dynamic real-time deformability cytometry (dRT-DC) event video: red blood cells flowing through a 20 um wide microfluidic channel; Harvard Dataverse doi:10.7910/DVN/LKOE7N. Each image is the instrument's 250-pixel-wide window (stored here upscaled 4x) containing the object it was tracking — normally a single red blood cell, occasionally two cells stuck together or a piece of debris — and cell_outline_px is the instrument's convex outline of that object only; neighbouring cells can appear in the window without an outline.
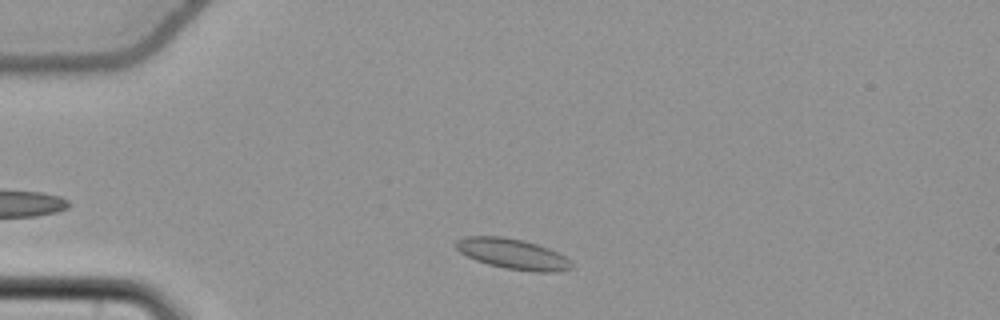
{"species": "common noctule bat (a hibernating species)", "species_latin": "Nyctalus noctula", "temperature_condition": "cold", "stored_images_in_passage": 40, "camera_frame_rate_fps": 3000, "um_per_image_px": 0.085, "animal": {"sex": "female", "body_mass_g": 22.7, "forearm_length_mm": 54.2}, "frame": {"image": 1, "passage_image": 4, "time_ms": 1.0, "image_size_px": [1000, 320], "cell_outline_px": [[576, 268], [556, 272], [536, 272], [504, 268], [488, 264], [476, 260], [460, 252], [452, 244], [456, 240], [464, 236], [500, 236], [524, 240], [548, 248], [564, 256]], "centroid_in_image_um": [43.56, 21.58], "position_along_channel_um": 41.4, "area_um2": 20.58}}
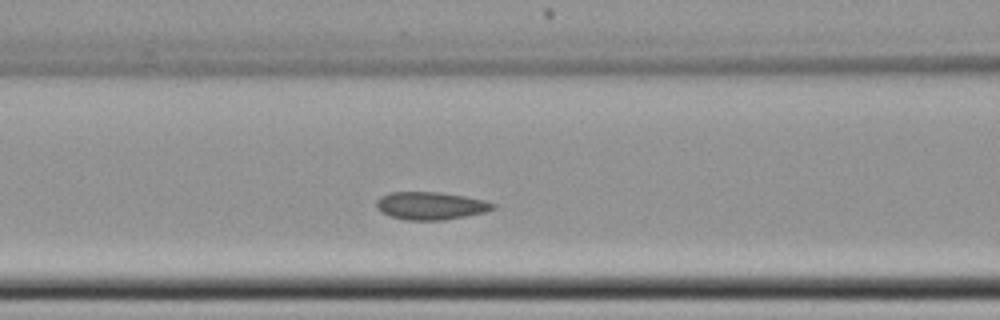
{"frame": {"image": 2, "passage_image": 14, "time_ms": 4.333, "image_size_px": [1000, 320], "cell_outline_px": [[496, 208], [484, 212], [444, 220], [404, 220], [388, 216], [380, 212], [376, 208], [376, 200], [380, 196], [388, 192], [440, 192], [464, 196], [484, 200], [496, 204]], "centroid_in_image_um": [36.55, 17.49], "position_along_channel_um": 130.1, "area_um2": 19.02}}
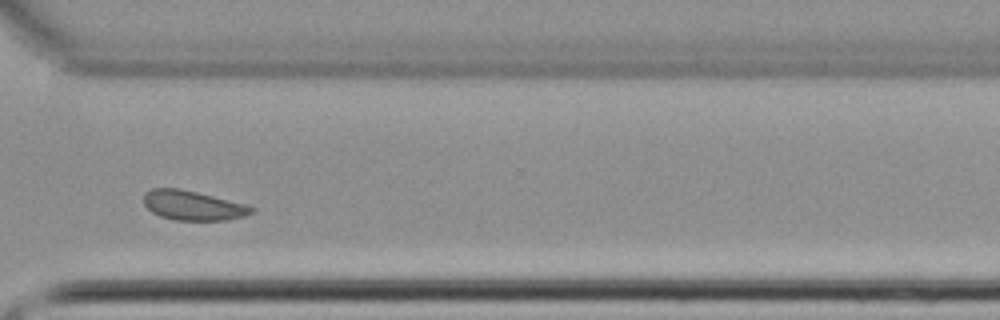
{"frame": {"image": 3, "passage_image": 32, "time_ms": 10.333, "image_size_px": [1000, 320], "cell_outline_px": [[256, 208], [252, 212], [244, 216], [228, 220], [176, 220], [160, 216], [152, 212], [144, 204], [144, 192], [152, 188], [180, 188], [244, 204]], "centroid_in_image_um": [16.36, 17.46], "position_along_channel_um": 354.2, "area_um2": 18.38}, "authors_computed_cell_mechanics": {"area_um2": 18.9006, "velocity_mm_per_s": 3.7227, "shape_relaxation_time_tau1_ms": 6.8052, "shape_relaxation_time_tau2_ms": null, "deformation_change_tau1": 0.0781, "deformation_change_tau2": null}}